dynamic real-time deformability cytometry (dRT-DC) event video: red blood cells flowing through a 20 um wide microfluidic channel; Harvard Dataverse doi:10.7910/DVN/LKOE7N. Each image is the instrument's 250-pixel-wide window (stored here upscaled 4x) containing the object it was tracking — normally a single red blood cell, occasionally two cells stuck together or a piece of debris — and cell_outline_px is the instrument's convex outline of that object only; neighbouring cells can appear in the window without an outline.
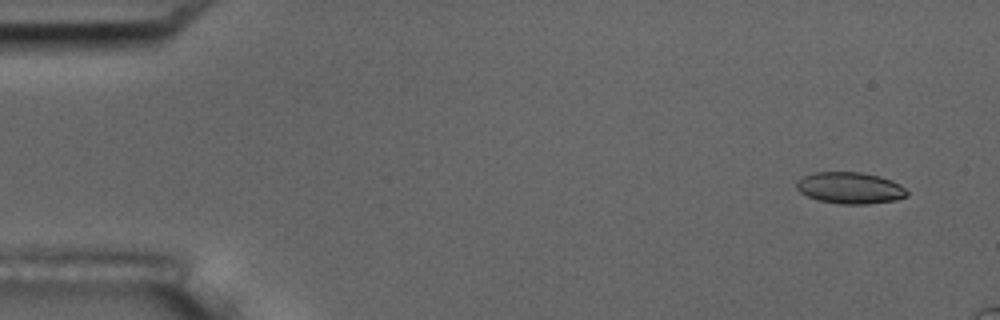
{"species": "common noctule bat (a hibernating species)", "species_latin": "Nyctalus noctula", "temperature_condition": "room temperature", "stored_images_in_passage": 4, "camera_frame_rate_fps": 3000, "um_per_image_px": 0.085, "animal": {"sex": "male", "body_mass_g": 17.5, "forearm_length_mm": 52.3}, "frame": {"image": 1, "passage_image": 1, "time_ms": 0.0, "image_size_px": [1000, 320], "cell_outline_px": [[908, 196], [896, 200], [868, 204], [840, 204], [820, 200], [808, 196], [800, 192], [796, 188], [796, 180], [804, 176], [816, 172], [860, 172], [880, 176], [892, 180], [900, 184], [908, 192]], "centroid_in_image_um": [72.27, 15.97], "position_along_channel_um": 12.7, "area_um2": 20.35}}